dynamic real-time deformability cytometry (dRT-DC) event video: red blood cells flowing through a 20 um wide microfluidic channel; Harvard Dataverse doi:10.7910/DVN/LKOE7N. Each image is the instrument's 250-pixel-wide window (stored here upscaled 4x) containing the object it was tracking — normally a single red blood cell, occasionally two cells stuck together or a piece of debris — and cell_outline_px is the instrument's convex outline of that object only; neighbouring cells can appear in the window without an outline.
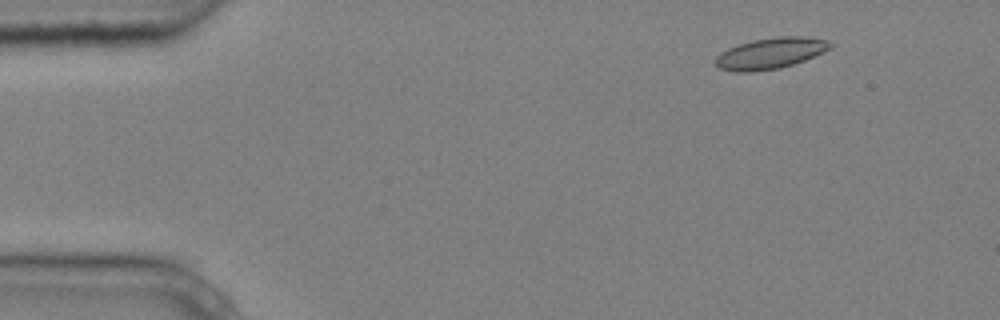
{"species": "common noctule bat (a hibernating species)", "species_latin": "Nyctalus noctula", "temperature_condition": "cold", "stored_images_in_passage": 5, "segment_of_instrument_passage": [1, 2], "camera_frame_rate_fps": 3000, "um_per_image_px": 0.085, "animal": {"sex": "male", "body_mass_g": 20.4}, "frame": {"image": 1, "passage_image": 2, "time_ms": 0.333, "image_size_px": [1000, 320], "cell_outline_px": [[836, 44], [832, 48], [804, 60], [780, 68], [752, 72], [736, 72], [716, 68], [716, 56], [720, 52], [728, 48], [752, 40], [776, 36], [804, 36], [828, 40]], "centroid_in_image_um": [65.5, 4.52], "position_along_channel_um": 19.5, "area_um2": 20.98}}